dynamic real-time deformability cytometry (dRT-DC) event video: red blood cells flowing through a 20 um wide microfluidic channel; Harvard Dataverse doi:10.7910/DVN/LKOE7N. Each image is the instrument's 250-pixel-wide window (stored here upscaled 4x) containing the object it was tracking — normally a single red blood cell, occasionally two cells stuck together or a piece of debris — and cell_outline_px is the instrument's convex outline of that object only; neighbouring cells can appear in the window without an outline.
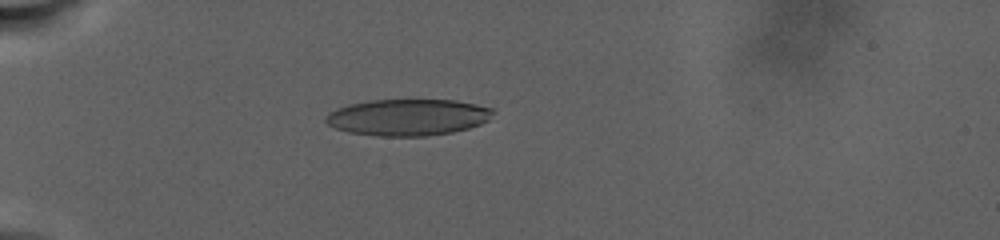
{"species": "human", "species_latin": "Homo sapiens", "temperature_condition": "warm", "stored_images_in_passage": 61, "camera_frame_rate_fps": 3000, "um_per_image_px": 0.085, "donor": {"sex": "male"}, "frame": {"image": 1, "passage_image": 16, "time_ms": 9.667, "image_size_px": [1000, 240], "cell_outline_px": [[496, 112], [488, 120], [480, 124], [468, 128], [452, 132], [428, 136], [376, 136], [348, 132], [336, 128], [328, 124], [324, 120], [324, 116], [328, 112], [336, 108], [348, 104], [368, 100], [456, 100], [476, 104], [492, 108]], "centroid_in_image_um": [34.65, 9.96], "position_along_channel_um": 50.3, "area_um2": 35.89}}
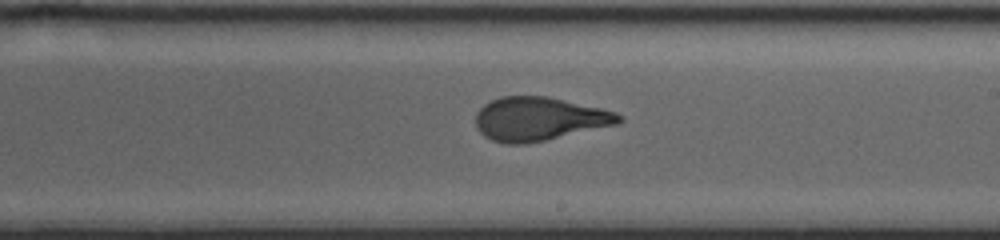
{"frame": {"image": 2, "passage_image": 33, "time_ms": 19.333, "image_size_px": [1000, 240], "cell_outline_px": [[624, 120], [616, 124], [544, 140], [524, 144], [504, 144], [492, 140], [484, 136], [476, 128], [476, 112], [484, 104], [500, 96], [548, 96], [604, 108], [616, 112], [624, 116]], "centroid_in_image_um": [45.82, 10.09], "position_along_channel_um": 243.2, "area_um2": 36.47}}
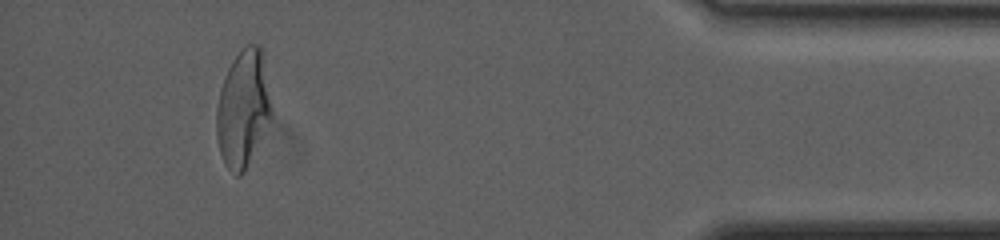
{"frame": {"image": 3, "passage_image": 55, "time_ms": 28.667, "image_size_px": [1000, 240], "cell_outline_px": [[272, 112], [244, 172], [240, 176], [236, 176], [224, 164], [220, 152], [216, 136], [216, 108], [220, 88], [224, 76], [232, 60], [240, 48], [248, 44], [260, 44]], "centroid_in_image_um": [20.61, 9.21], "position_along_channel_um": 414.6, "area_um2": 36.82}, "authors_computed_cell_mechanics": {"area_um2": 36.0672, "velocity_mm_per_s": 2.3337, "shape_relaxation_time_tau1_ms": 10.3203, "shape_relaxation_time_tau2_ms": 1.2108, "deformation_change_tau1": 0.2722, "deformation_change_tau2": 0.0842}}